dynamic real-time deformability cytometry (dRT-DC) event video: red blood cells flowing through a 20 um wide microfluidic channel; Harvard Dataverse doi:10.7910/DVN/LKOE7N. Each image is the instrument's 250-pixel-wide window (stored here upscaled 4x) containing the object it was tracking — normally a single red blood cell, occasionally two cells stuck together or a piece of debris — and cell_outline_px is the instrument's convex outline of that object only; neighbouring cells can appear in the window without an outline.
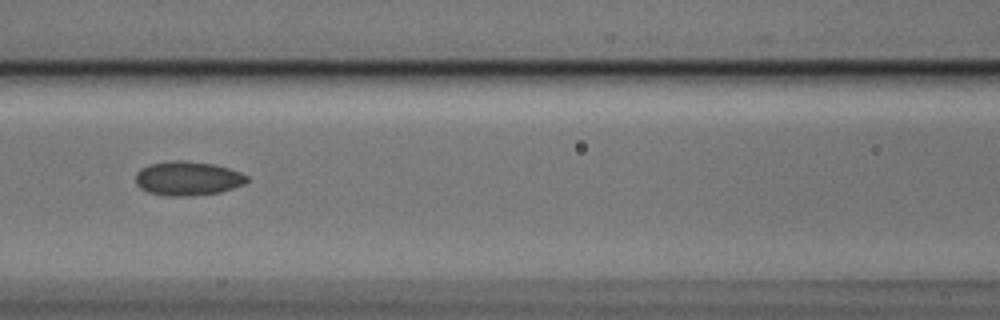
{"species": "Egyptian fruit bat (a non-hibernating species)", "species_latin": "Rousettus aegyptiacus", "temperature_condition": "cold", "stored_images_in_passage": 9, "camera_frame_rate_fps": 3000, "um_per_image_px": 0.085, "animal": {"sex": "male"}, "frame": {"image": 1, "passage_image": 8, "time_ms": 2.333, "image_size_px": [1000, 320], "cell_outline_px": [[248, 180], [244, 184], [220, 192], [188, 196], [168, 196], [148, 192], [140, 188], [136, 184], [136, 172], [140, 168], [148, 164], [172, 160], [184, 160], [212, 164], [228, 168], [240, 172], [248, 176]], "centroid_in_image_um": [15.92, 15.16], "position_along_channel_um": 150.7, "area_um2": 22.2}}
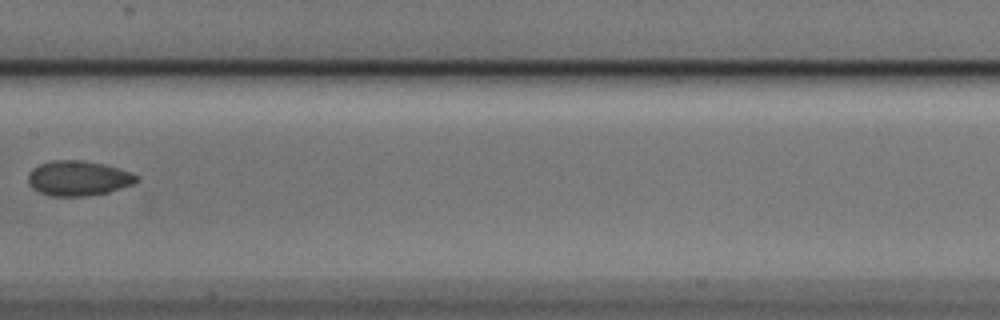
{"frame": {"image": 2, "passage_image": 9, "time_ms": 2.667, "image_size_px": [1000, 320], "cell_outline_px": [[140, 180], [132, 184], [108, 192], [84, 196], [48, 196], [32, 188], [28, 184], [28, 172], [32, 168], [40, 164], [52, 160], [84, 160], [104, 164], [132, 172], [140, 176]], "centroid_in_image_um": [6.65, 15.14], "position_along_channel_um": 200.8, "area_um2": 22.31}}